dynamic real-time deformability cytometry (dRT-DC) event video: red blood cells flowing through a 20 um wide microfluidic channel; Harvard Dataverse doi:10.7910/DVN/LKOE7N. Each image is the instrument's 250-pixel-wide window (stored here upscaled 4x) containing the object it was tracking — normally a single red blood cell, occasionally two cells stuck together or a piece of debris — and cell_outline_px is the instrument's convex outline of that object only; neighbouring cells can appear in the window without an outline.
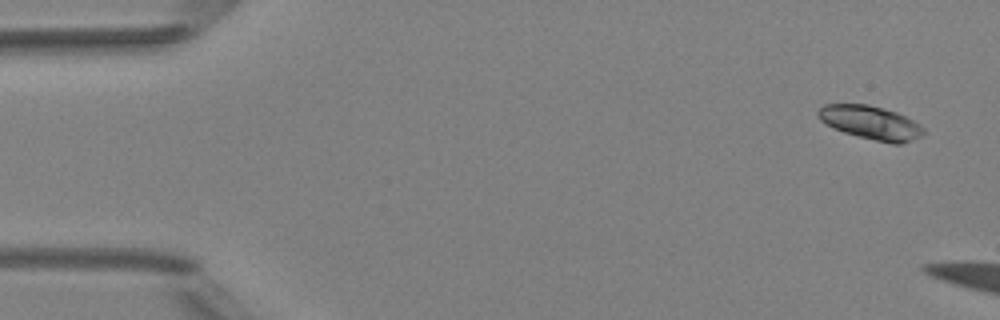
{"species": "Egyptian fruit bat (a non-hibernating species)", "species_latin": "Rousettus aegyptiacus", "temperature_condition": "room temperature", "stored_images_in_passage": 3, "camera_frame_rate_fps": 3000, "um_per_image_px": 0.085, "animal": {"sex": "female"}, "frame": {"image": 1, "passage_image": 1, "time_ms": 0.0, "image_size_px": [1000, 320], "cell_outline_px": [[924, 132], [920, 136], [912, 140], [900, 144], [892, 144], [844, 132], [832, 128], [820, 120], [816, 112], [824, 104], [868, 104], [884, 108], [896, 112], [920, 124], [924, 128]], "centroid_in_image_um": [74.0, 10.41], "position_along_channel_um": 11.0, "area_um2": 20.52}}